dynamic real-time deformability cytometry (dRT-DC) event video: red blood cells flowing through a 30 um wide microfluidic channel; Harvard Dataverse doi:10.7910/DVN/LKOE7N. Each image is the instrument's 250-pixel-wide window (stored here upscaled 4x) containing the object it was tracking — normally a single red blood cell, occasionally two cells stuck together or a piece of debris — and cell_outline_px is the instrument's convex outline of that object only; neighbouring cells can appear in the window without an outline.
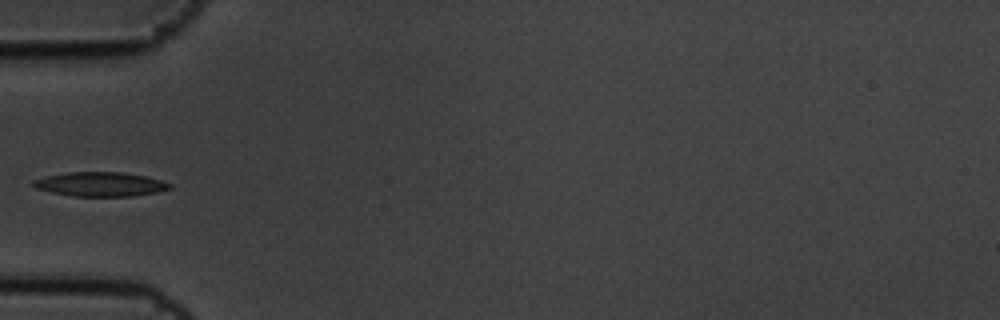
{"species": "common noctule bat (a hibernating species)", "species_latin": "Nyctalus noctula", "temperature_condition": "cold", "stored_images_in_passage": 7, "camera_frame_rate_fps": 3000, "um_per_image_px": 0.085, "animal": {"sex": "male", "body_mass_g": 19.5, "forearm_length_mm": 54.6}, "frame": {"image": 1, "passage_image": 5, "time_ms": 1.333, "image_size_px": [1000, 320], "cell_outline_px": [[172, 188], [156, 192], [132, 196], [72, 196], [52, 192], [36, 188], [32, 184], [32, 180], [44, 176], [68, 172], [120, 172], [144, 176], [160, 180], [172, 184]], "centroid_in_image_um": [8.5, 15.65], "position_along_channel_um": 76.5, "area_um2": 19.19}}
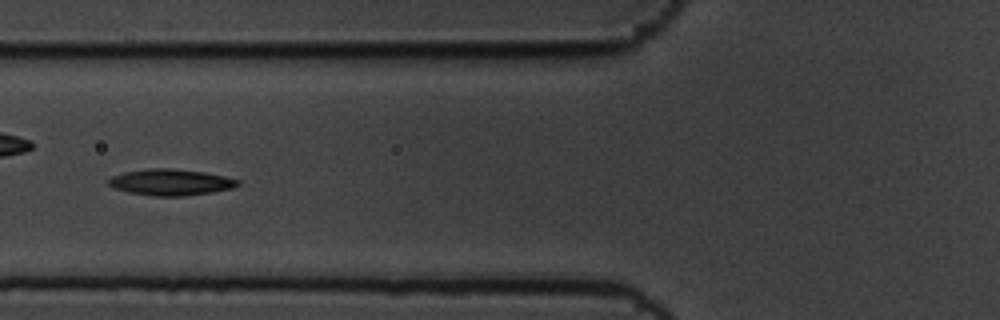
{"frame": {"image": 2, "passage_image": 6, "time_ms": 1.667, "image_size_px": [1000, 320], "cell_outline_px": [[240, 184], [232, 188], [212, 192], [184, 196], [152, 196], [128, 192], [116, 188], [108, 184], [108, 180], [112, 176], [124, 172], [152, 168], [172, 168], [204, 172], [224, 176], [240, 180]], "centroid_in_image_um": [14.53, 15.49], "position_along_channel_um": 111.3, "area_um2": 19.71}}
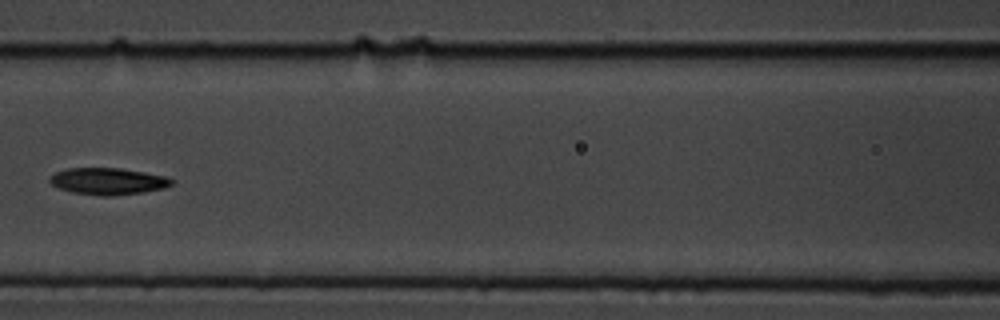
{"frame": {"image": 3, "passage_image": 7, "time_ms": 2.0, "image_size_px": [1000, 320], "cell_outline_px": [[172, 184], [164, 188], [144, 192], [112, 196], [104, 196], [72, 192], [60, 188], [52, 184], [48, 180], [48, 176], [56, 172], [68, 168], [120, 168], [168, 176], [172, 180]], "centroid_in_image_um": [9.18, 15.4], "position_along_channel_um": 157.4, "area_um2": 19.02}}